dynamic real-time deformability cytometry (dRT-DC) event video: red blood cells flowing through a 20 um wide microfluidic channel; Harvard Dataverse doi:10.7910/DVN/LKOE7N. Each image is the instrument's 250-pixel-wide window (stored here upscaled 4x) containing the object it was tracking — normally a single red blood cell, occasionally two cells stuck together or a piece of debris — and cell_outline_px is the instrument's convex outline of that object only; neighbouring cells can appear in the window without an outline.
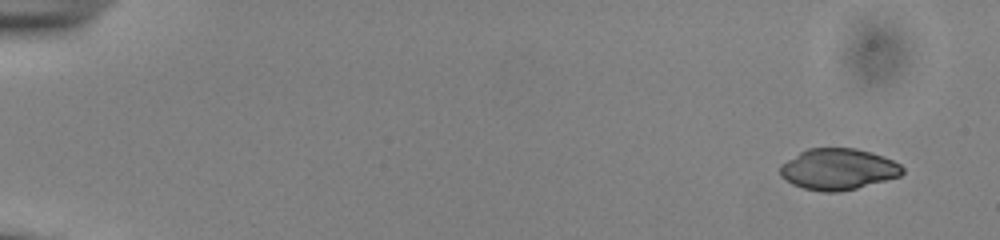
{"species": "common noctule bat (a hibernating species)", "species_latin": "Nyctalus noctula", "temperature_condition": "cold", "stored_images_in_passage": 51, "camera_frame_rate_fps": 3000, "um_per_image_px": 0.085, "animal": {"sex": "male", "body_mass_g": 13.0, "forearm_length_mm": 53.1}, "frame": {"image": 1, "passage_image": 1, "time_ms": 0.0, "image_size_px": [1000, 240], "cell_outline_px": [[904, 172], [900, 176], [856, 188], [840, 192], [824, 192], [804, 188], [792, 184], [780, 176], [780, 164], [800, 152], [808, 148], [856, 148], [872, 152], [884, 156], [900, 164], [904, 168]], "centroid_in_image_um": [71.24, 14.37], "position_along_channel_um": 13.8, "area_um2": 29.42}}